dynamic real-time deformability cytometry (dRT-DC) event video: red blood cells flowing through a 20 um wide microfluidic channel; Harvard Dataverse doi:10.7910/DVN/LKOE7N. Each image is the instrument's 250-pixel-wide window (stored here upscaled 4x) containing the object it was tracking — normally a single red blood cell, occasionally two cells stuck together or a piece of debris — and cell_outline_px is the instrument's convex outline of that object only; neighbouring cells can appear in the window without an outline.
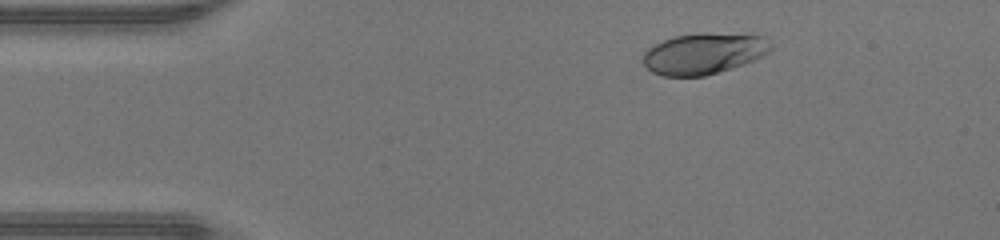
{"species": "human", "species_latin": "Homo sapiens", "temperature_condition": "warm", "stored_images_in_passage": 43, "camera_frame_rate_fps": 3000, "um_per_image_px": 0.085, "donor": {"sex": "male"}, "frame": {"image": 1, "passage_image": 3, "time_ms": 0.667, "image_size_px": [1000, 240], "cell_outline_px": [[772, 48], [764, 56], [704, 76], [664, 76], [652, 72], [644, 64], [644, 52], [648, 48], [664, 40], [676, 36], [704, 32], [764, 36], [772, 44]], "centroid_in_image_um": [59.82, 4.54], "position_along_channel_um": 25.2, "area_um2": 30.17}}
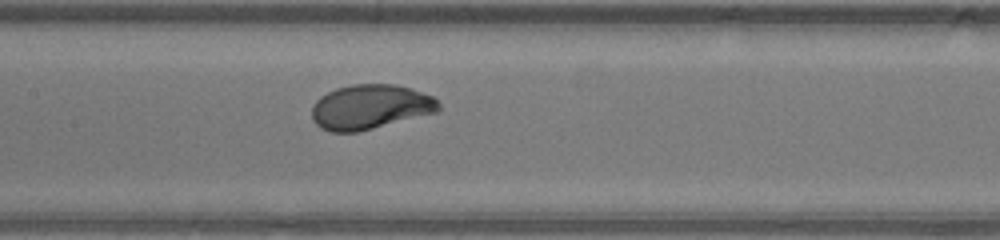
{"frame": {"image": 2, "passage_image": 18, "time_ms": 5.667, "image_size_px": [1000, 240], "cell_outline_px": [[440, 108], [436, 112], [356, 132], [332, 132], [320, 128], [312, 120], [312, 104], [320, 96], [336, 88], [352, 84], [396, 84], [432, 96], [440, 104]], "centroid_in_image_um": [31.42, 9.08], "position_along_channel_um": 176.0, "area_um2": 32.77}}
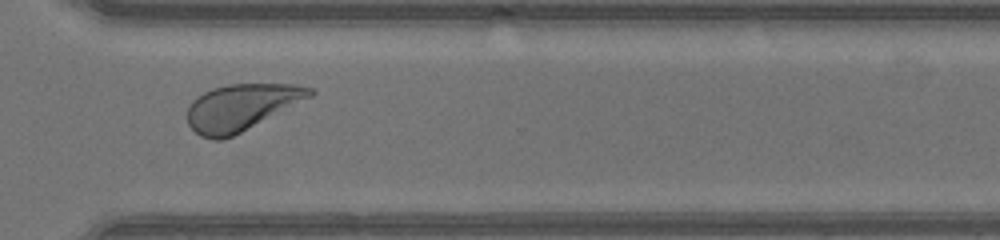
{"frame": {"image": 3, "passage_image": 30, "time_ms": 9.667, "image_size_px": [1000, 240], "cell_outline_px": [[316, 92], [312, 96], [232, 136], [220, 140], [212, 140], [200, 136], [188, 124], [188, 108], [192, 100], [204, 92], [212, 88], [228, 84], [296, 84], [312, 88]], "centroid_in_image_um": [20.49, 9.1], "position_along_channel_um": 350.1, "area_um2": 32.77}, "authors_computed_cell_mechanics": {"area_um2": 32.7726, "velocity_mm_per_s": 4.3657, "shape_relaxation_time_tau1_ms": 1.8834, "shape_relaxation_time_tau2_ms": null, "deformation_change_tau1": 0.1688, "deformation_change_tau2": null}}